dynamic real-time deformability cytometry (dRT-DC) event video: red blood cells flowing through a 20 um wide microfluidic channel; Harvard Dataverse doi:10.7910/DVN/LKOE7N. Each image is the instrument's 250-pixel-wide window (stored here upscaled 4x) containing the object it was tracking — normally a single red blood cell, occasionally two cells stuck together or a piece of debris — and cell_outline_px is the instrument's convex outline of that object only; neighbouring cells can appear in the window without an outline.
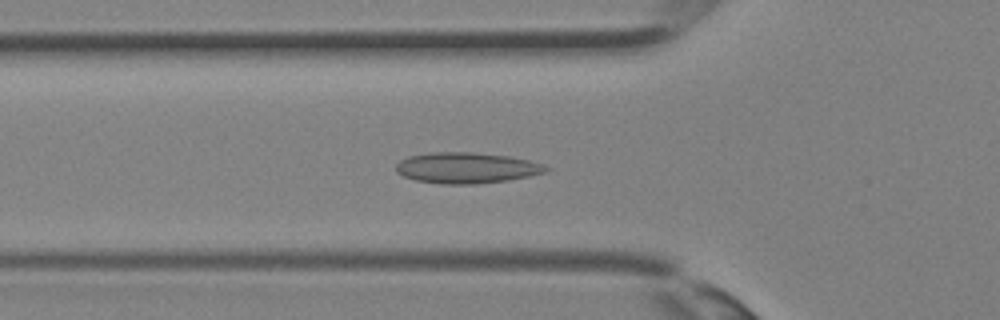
{"species": "Egyptian fruit bat (a non-hibernating species)", "species_latin": "Rousettus aegyptiacus", "temperature_condition": "room temperature", "stored_images_in_passage": 31, "camera_frame_rate_fps": 3000, "um_per_image_px": 0.085, "animal": {"sex": "female"}, "frame": {"image": 1, "passage_image": 7, "time_ms": 2.0, "image_size_px": [1000, 320], "cell_outline_px": [[552, 168], [548, 172], [508, 180], [476, 184], [440, 184], [416, 180], [404, 176], [396, 172], [396, 164], [400, 160], [408, 156], [428, 152], [472, 152], [508, 156], [528, 160]], "centroid_in_image_um": [39.64, 14.27], "position_along_channel_um": 86.2, "area_um2": 27.05}}
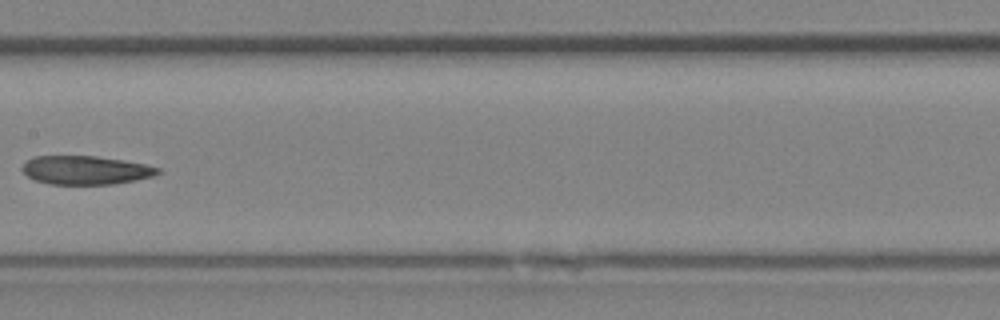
{"frame": {"image": 2, "passage_image": 13, "time_ms": 4.0, "image_size_px": [1000, 320], "cell_outline_px": [[160, 172], [152, 176], [112, 184], [48, 184], [36, 180], [28, 176], [20, 168], [28, 160], [36, 156], [96, 156], [144, 164], [160, 168]], "centroid_in_image_um": [7.24, 14.46], "position_along_channel_um": 200.2, "area_um2": 22.25}}
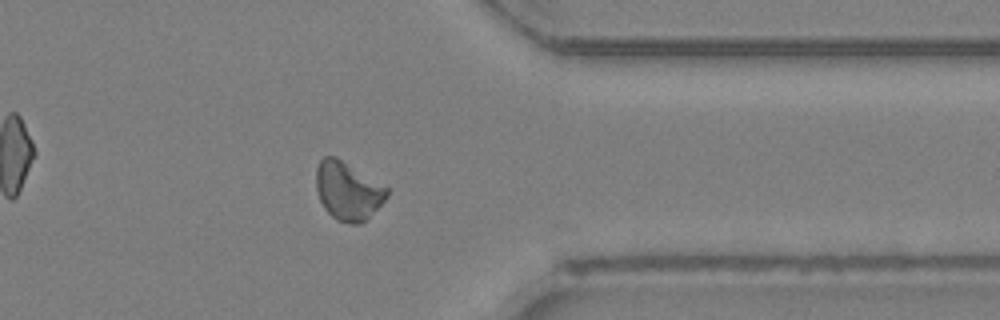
{"frame": {"image": 3, "passage_image": 23, "time_ms": 7.333, "image_size_px": [1000, 320], "cell_outline_px": [[388, 196], [360, 224], [352, 224], [336, 220], [324, 208], [320, 200], [316, 188], [316, 168], [320, 160], [324, 156], [336, 156], [388, 188]], "centroid_in_image_um": [29.53, 16.21], "position_along_channel_um": 381.9, "area_um2": 23.7}}